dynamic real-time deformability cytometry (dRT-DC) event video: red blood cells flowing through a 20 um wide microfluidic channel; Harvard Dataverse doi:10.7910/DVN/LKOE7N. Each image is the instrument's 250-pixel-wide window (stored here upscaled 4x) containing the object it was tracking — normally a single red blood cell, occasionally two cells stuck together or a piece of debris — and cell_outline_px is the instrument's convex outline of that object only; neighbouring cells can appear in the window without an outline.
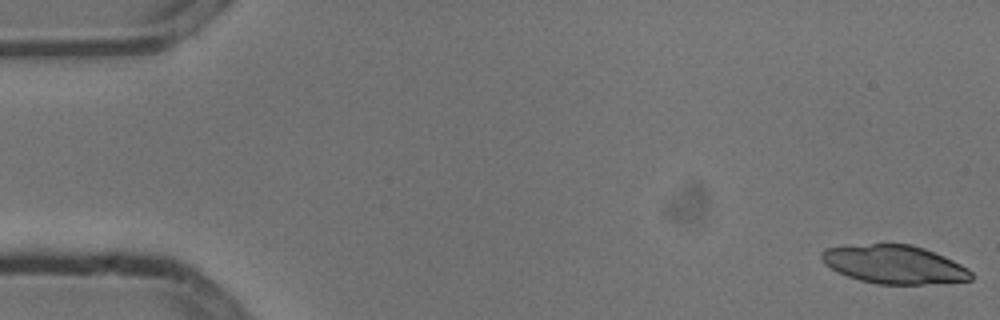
{"species": "common noctule bat (a hibernating species)", "species_latin": "Nyctalus noctula", "temperature_condition": "cold", "stored_images_in_passage": 6, "segment_of_instrument_passage": [1, 2], "camera_frame_rate_fps": 3000, "um_per_image_px": 0.085, "animal": {"sex": "male", "body_mass_g": 13.3}, "frame": {"image": 1, "passage_image": 1, "time_ms": 0.0, "image_size_px": [1000, 320], "cell_outline_px": [[972, 280], [924, 284], [876, 284], [860, 280], [836, 272], [824, 264], [820, 256], [820, 252], [828, 248], [872, 244], [912, 244], [924, 248], [944, 256], [968, 268], [972, 272]], "centroid_in_image_um": [76.01, 22.48], "position_along_channel_um": 9.0, "area_um2": 33.35}}